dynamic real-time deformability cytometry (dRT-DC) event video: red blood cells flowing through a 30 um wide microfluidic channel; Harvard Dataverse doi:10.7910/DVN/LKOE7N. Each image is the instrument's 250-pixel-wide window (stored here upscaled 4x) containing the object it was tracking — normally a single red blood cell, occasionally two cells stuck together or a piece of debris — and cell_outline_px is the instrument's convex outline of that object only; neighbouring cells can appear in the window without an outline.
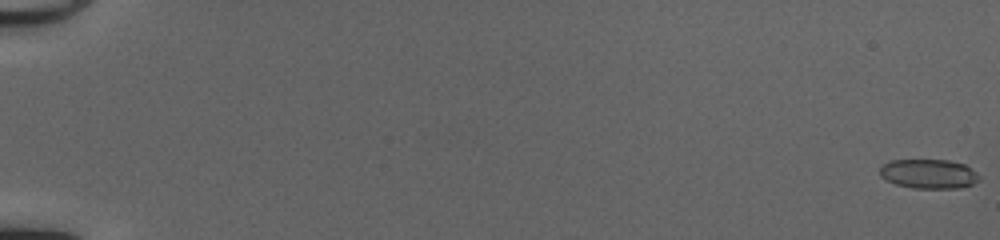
{"species": "common noctule bat (a hibernating species)", "species_latin": "Nyctalus noctula", "temperature_condition": "cold", "stored_images_in_passage": 18, "camera_frame_rate_fps": 3000, "um_per_image_px": 0.085, "animal": {"sex": "female", "body_mass_g": 20.0, "forearm_length_mm": 54.0}, "frame": {"image": 1, "passage_image": 1, "time_ms": 0.0, "image_size_px": [1000, 240], "cell_outline_px": [[980, 180], [972, 184], [960, 188], [912, 188], [896, 184], [880, 176], [880, 168], [884, 164], [892, 160], [948, 160], [964, 164], [976, 172], [980, 176]], "centroid_in_image_um": [78.96, 14.78], "position_along_channel_um": 6.0, "area_um2": 16.94}}
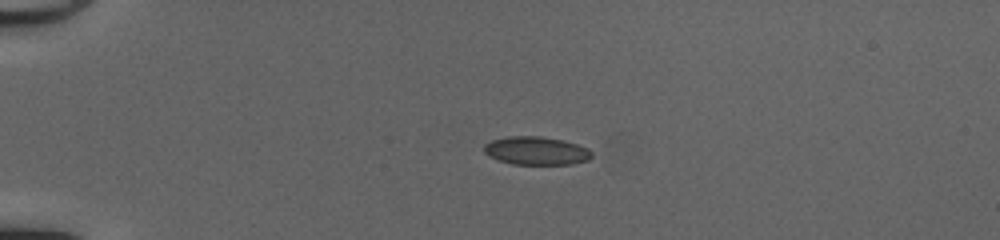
{"frame": {"image": 2, "passage_image": 15, "time_ms": 4.667, "image_size_px": [1000, 240], "cell_outline_px": [[620, 132], [608, 144], [588, 160], [572, 164], [512, 164], [496, 160], [488, 156], [484, 152], [484, 144], [492, 140], [508, 136]], "centroid_in_image_um": [46.58, 12.59], "position_along_channel_um": 38.4, "area_um2": 23.47}}